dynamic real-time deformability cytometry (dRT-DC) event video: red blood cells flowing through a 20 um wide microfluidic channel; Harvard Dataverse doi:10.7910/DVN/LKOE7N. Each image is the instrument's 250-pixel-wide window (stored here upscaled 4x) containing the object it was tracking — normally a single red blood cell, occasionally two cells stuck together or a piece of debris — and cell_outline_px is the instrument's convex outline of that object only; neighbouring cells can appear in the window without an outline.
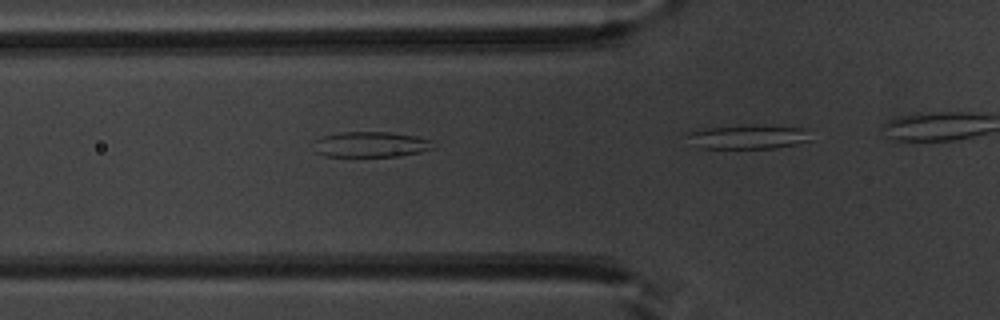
{"species": "common noctule bat (a hibernating species)", "species_latin": "Nyctalus noctula", "temperature_condition": "warm", "stored_images_in_passage": 8, "segment_of_instrument_passage": [1, 2], "camera_frame_rate_fps": 3000, "um_per_image_px": 0.085, "animal": {"sex": "male", "body_mass_g": 20.1, "forearm_length_mm": 53.5}, "frame": {"image": 1, "passage_image": 7, "time_ms": 2.0, "image_size_px": [1000, 320], "cell_outline_px": [[436, 148], [420, 152], [400, 156], [324, 156], [316, 152], [312, 140], [324, 136], [340, 132], [388, 132], [416, 136], [432, 140], [436, 144]], "centroid_in_image_um": [31.55, 12.27], "position_along_channel_um": 94.3, "area_um2": 17.98}}